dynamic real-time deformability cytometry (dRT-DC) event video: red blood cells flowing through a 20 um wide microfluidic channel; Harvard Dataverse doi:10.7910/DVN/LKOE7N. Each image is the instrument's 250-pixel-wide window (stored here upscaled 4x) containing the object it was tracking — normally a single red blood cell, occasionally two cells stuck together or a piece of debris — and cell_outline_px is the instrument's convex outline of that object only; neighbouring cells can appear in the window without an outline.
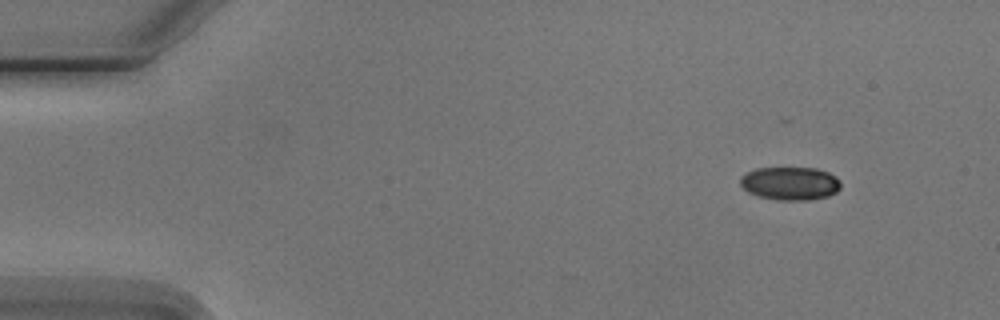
{"species": "Egyptian fruit bat (a non-hibernating species)", "species_latin": "Rousettus aegyptiacus", "temperature_condition": "cold", "stored_images_in_passage": 5, "camera_frame_rate_fps": 3000, "um_per_image_px": 0.085, "animal": {"sex": "male"}, "frame": {"image": 1, "passage_image": 1, "time_ms": 0.0, "image_size_px": [1000, 320], "cell_outline_px": [[840, 188], [836, 192], [828, 196], [812, 200], [776, 200], [760, 196], [748, 192], [740, 184], [740, 176], [756, 168], [816, 168], [828, 172], [836, 176], [840, 180]], "centroid_in_image_um": [67.18, 15.59], "position_along_channel_um": 17.8, "area_um2": 19.54}}